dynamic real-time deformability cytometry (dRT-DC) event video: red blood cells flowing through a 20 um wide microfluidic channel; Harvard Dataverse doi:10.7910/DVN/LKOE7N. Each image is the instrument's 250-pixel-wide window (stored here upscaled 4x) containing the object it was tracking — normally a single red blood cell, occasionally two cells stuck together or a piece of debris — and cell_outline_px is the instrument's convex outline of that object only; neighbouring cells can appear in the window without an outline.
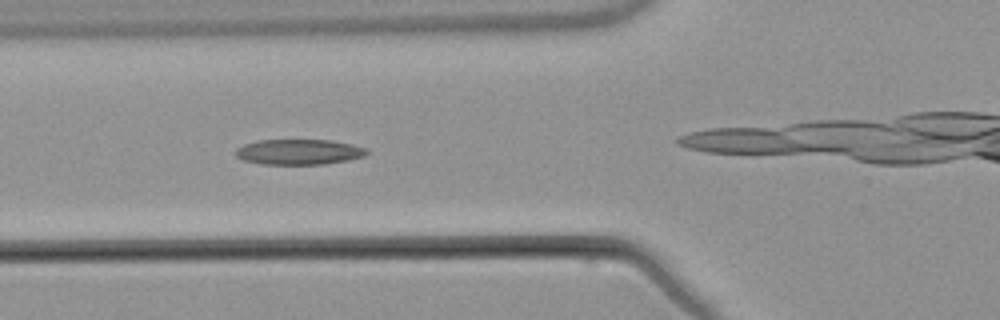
{"species": "common noctule bat (a hibernating species)", "species_latin": "Nyctalus noctula", "temperature_condition": "warm", "stored_images_in_passage": 10, "camera_frame_rate_fps": 3000, "um_per_image_px": 0.085, "animal": {"sex": "male", "body_mass_g": 21.5, "forearm_length_mm": 52.0}, "frame": {"image": 1, "passage_image": 2, "time_ms": 1.0, "image_size_px": [1000, 320], "cell_outline_px": [[368, 152], [364, 156], [348, 160], [324, 164], [260, 164], [244, 160], [236, 156], [236, 148], [244, 144], [256, 140], [332, 140], [352, 144], [368, 148]], "centroid_in_image_um": [25.42, 12.91], "position_along_channel_um": 100.4, "area_um2": 19.48}}